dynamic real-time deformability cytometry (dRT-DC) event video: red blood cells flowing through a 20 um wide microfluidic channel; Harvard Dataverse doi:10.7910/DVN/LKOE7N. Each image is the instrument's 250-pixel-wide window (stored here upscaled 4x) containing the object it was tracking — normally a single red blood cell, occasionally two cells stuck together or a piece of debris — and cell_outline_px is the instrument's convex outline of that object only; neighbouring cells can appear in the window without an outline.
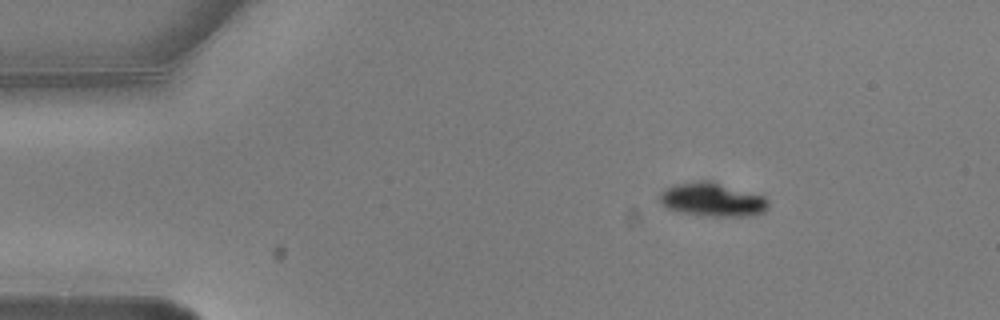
{"species": "common noctule bat (a hibernating species)", "species_latin": "Nyctalus noctula", "temperature_condition": "warm", "stored_images_in_passage": 4, "camera_frame_rate_fps": 3000, "um_per_image_px": 0.085, "animal": {"sex": "male", "body_mass_g": 20.5, "forearm_length_mm": 52.5}, "frame": {"image": 1, "passage_image": 1, "time_ms": 0.0, "image_size_px": [1000, 320], "cell_outline_px": [[768, 208], [764, 212], [756, 216], [696, 216], [664, 208], [656, 200], [660, 192], [664, 188], [672, 184], [696, 180], [712, 180], [764, 196], [768, 200]], "centroid_in_image_um": [60.48, 16.96], "position_along_channel_um": 24.5, "area_um2": 22.25}}
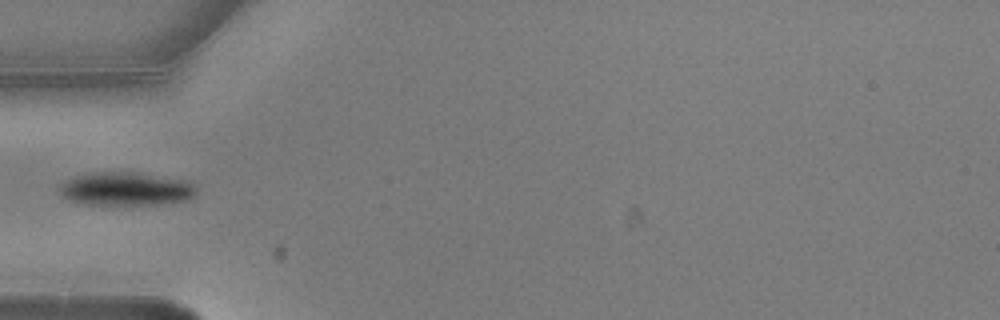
{"frame": {"image": 2, "passage_image": 3, "time_ms": 0.667, "image_size_px": [1000, 320], "cell_outline_px": [[196, 196], [188, 200], [132, 208], [88, 204], [68, 200], [60, 192], [60, 184], [76, 176], [92, 172], [136, 172], [192, 180], [196, 184]], "centroid_in_image_um": [10.81, 16.09], "position_along_channel_um": 74.2, "area_um2": 27.92}}
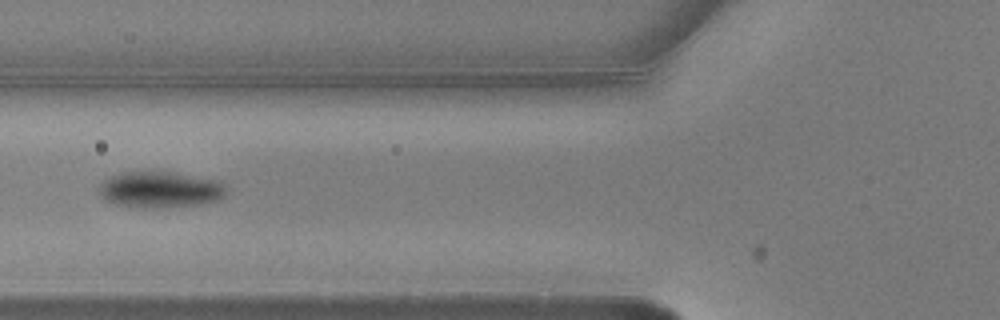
{"frame": {"image": 3, "passage_image": 4, "time_ms": 1.0, "image_size_px": [1000, 320], "cell_outline_px": [[228, 188], [224, 196], [220, 200], [200, 204], [152, 208], [144, 208], [116, 204], [104, 200], [100, 196], [100, 184], [108, 176], [124, 172], [172, 172], [220, 180]], "centroid_in_image_um": [13.64, 16.11], "position_along_channel_um": 112.2, "area_um2": 26.99}}